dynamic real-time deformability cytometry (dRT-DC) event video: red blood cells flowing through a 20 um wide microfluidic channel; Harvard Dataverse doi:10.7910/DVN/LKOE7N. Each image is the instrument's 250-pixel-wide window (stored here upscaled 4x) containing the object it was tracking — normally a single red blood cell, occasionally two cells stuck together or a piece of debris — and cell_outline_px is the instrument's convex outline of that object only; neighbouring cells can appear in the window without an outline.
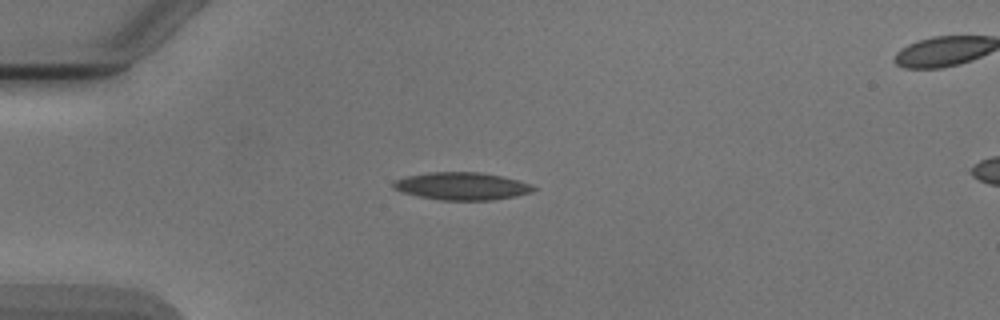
{"species": "Egyptian fruit bat (a non-hibernating species)", "species_latin": "Rousettus aegyptiacus", "temperature_condition": "cold", "stored_images_in_passage": 40, "camera_frame_rate_fps": 3000, "um_per_image_px": 0.085, "animal": {"sex": "male"}, "frame": {"image": 1, "passage_image": 1, "time_ms": 0.0, "image_size_px": [1000, 320], "cell_outline_px": [[536, 188], [532, 192], [516, 196], [492, 200], [440, 200], [420, 196], [404, 192], [396, 188], [392, 184], [396, 180], [408, 176], [428, 172], [480, 172], [500, 176], [532, 184]], "centroid_in_image_um": [39.3, 15.82], "position_along_channel_um": 45.7, "area_um2": 22.2}}
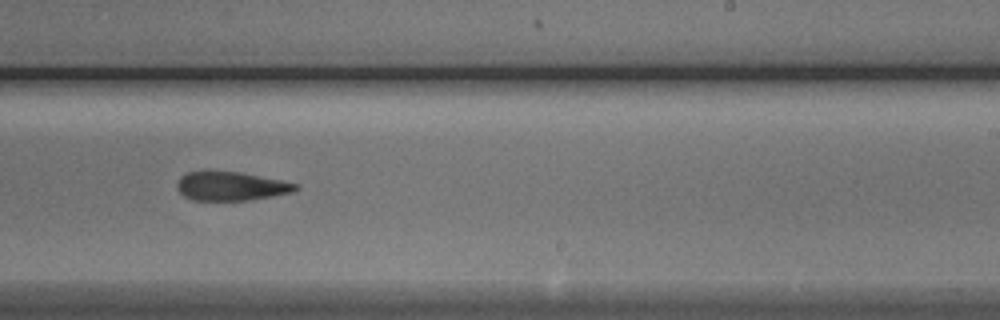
{"frame": {"image": 2, "passage_image": 20, "time_ms": 6.333, "image_size_px": [1000, 320], "cell_outline_px": [[300, 188], [292, 192], [272, 196], [248, 200], [192, 200], [184, 196], [176, 188], [176, 184], [180, 176], [188, 172], [204, 168], [208, 168], [244, 172], [280, 180], [296, 184]], "centroid_in_image_um": [19.55, 15.77], "position_along_channel_um": 269.4, "area_um2": 20.63}}
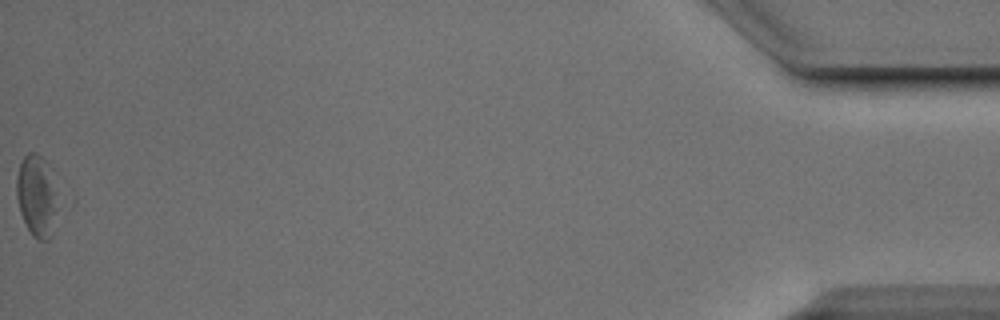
{"frame": {"image": 3, "passage_image": 40, "time_ms": 13.0, "image_size_px": [1000, 320], "cell_outline_px": [[56, 192], [52, 236], [48, 240], [40, 240], [32, 236], [20, 212], [16, 196], [16, 176], [20, 164], [24, 156], [28, 152], [36, 152], [52, 168]], "centroid_in_image_um": [3.1, 16.6], "position_along_channel_um": 432.1, "area_um2": 19.54}, "authors_computed_cell_mechanics": {"area_um2": 21.0103, "velocity_mm_per_s": 3.8885, "shape_relaxation_time_tau1_ms": 9.6796, "shape_relaxation_time_tau2_ms": 5.5942, "deformation_change_tau1": 0.1715, "deformation_change_tau2": 0.1608}}